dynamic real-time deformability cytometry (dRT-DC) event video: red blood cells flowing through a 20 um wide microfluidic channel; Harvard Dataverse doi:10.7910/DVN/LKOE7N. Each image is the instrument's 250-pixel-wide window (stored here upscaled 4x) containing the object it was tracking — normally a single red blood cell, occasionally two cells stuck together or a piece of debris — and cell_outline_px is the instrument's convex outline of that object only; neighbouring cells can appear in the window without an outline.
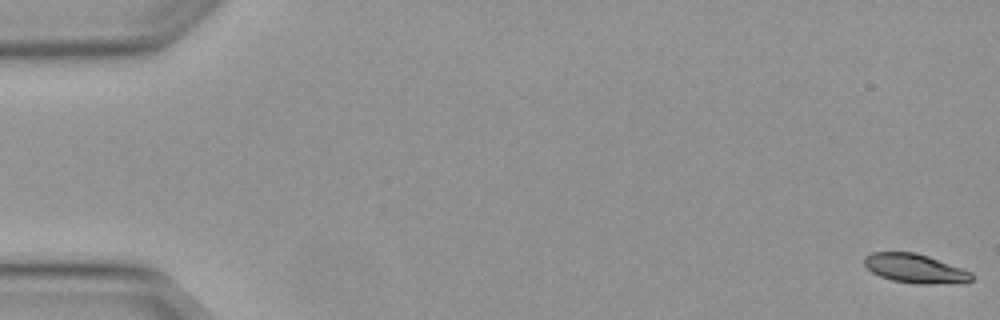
{"species": "Egyptian fruit bat (a non-hibernating species)", "species_latin": "Rousettus aegyptiacus", "temperature_condition": "warm", "stored_images_in_passage": 50, "camera_frame_rate_fps": 3000, "um_per_image_px": 0.085, "animal": {"sex": "female"}, "frame": {"image": 1, "passage_image": 1, "time_ms": 0.0, "image_size_px": [1000, 320], "cell_outline_px": [[972, 280], [964, 284], [916, 284], [892, 280], [880, 276], [872, 272], [864, 264], [864, 256], [872, 252], [916, 252], [928, 256], [972, 272]], "centroid_in_image_um": [77.81, 22.84], "position_along_channel_um": 7.2, "area_um2": 18.38}}
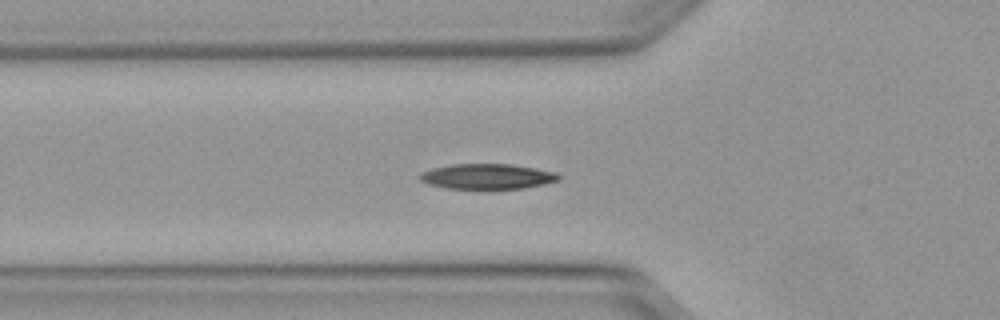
{"frame": {"image": 2, "passage_image": 18, "time_ms": 5.667, "image_size_px": [1000, 320], "cell_outline_px": [[560, 180], [544, 184], [524, 188], [448, 188], [428, 184], [420, 180], [416, 176], [420, 172], [432, 168], [452, 164], [512, 164], [536, 168], [556, 172], [560, 176]], "centroid_in_image_um": [41.4, 14.98], "position_along_channel_um": 84.4, "area_um2": 20.46}}
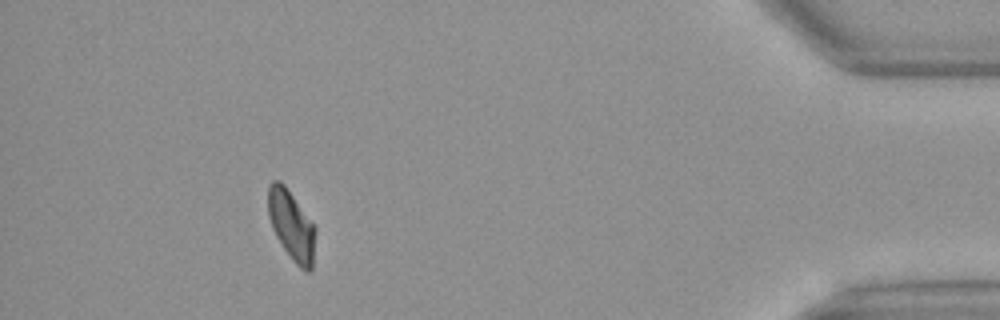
{"frame": {"image": 3, "passage_image": 46, "time_ms": 15.0, "image_size_px": [1000, 320], "cell_outline_px": [[316, 232], [312, 268], [308, 272], [304, 272], [292, 260], [276, 236], [272, 228], [268, 216], [268, 184], [272, 180], [280, 180], [284, 184], [316, 228]], "centroid_in_image_um": [24.77, 19.16], "position_along_channel_um": 410.4, "area_um2": 19.19}, "authors_computed_cell_mechanics": {"area_um2": 19.7676, "velocity_mm_per_s": 4.1158, "shape_relaxation_time_tau1_ms": 7.5721, "shape_relaxation_time_tau2_ms": 5.8453, "deformation_change_tau1": 0.2149, "deformation_change_tau2": 0.0964}}